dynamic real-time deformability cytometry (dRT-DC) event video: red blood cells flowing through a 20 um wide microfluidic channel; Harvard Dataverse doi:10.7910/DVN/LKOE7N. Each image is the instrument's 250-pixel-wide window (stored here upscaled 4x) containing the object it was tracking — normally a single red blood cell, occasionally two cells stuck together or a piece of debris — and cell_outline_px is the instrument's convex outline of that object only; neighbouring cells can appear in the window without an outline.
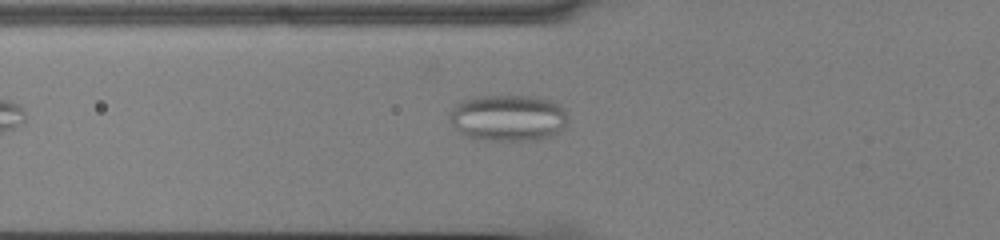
{"species": "common noctule bat (a hibernating species)", "species_latin": "Nyctalus noctula", "temperature_condition": "cold", "stored_images_in_passage": 39, "camera_frame_rate_fps": 3000, "um_per_image_px": 0.085, "animal": {"sex": "male", "body_mass_g": 13.0, "forearm_length_mm": 53.1}, "frame": {"image": 1, "passage_image": 4, "time_ms": 1.0, "image_size_px": [1000, 240], "cell_outline_px": [[564, 128], [552, 136], [540, 140], [492, 140], [464, 136], [452, 124], [448, 116], [452, 108], [456, 104], [464, 100], [476, 96], [528, 96], [552, 100], [560, 104], [564, 108]], "centroid_in_image_um": [43.17, 10.02], "position_along_channel_um": 82.6, "area_um2": 31.91}}
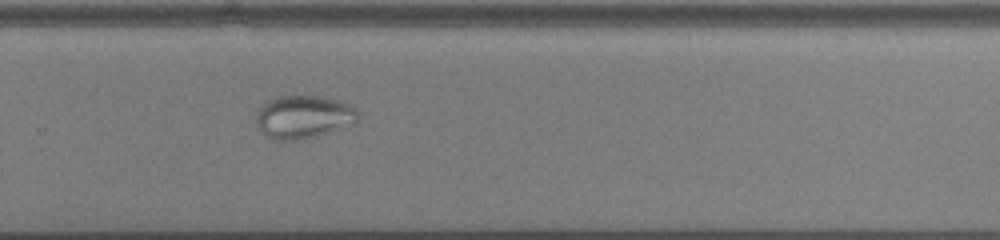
{"frame": {"image": 2, "passage_image": 22, "time_ms": 7.0, "image_size_px": [1000, 240], "cell_outline_px": [[360, 116], [356, 124], [316, 136], [300, 140], [272, 140], [260, 132], [256, 124], [256, 112], [268, 100], [280, 96], [320, 96], [336, 100], [348, 104], [356, 108], [360, 112]], "centroid_in_image_um": [25.81, 9.95], "position_along_channel_um": 304.0, "area_um2": 25.89}}
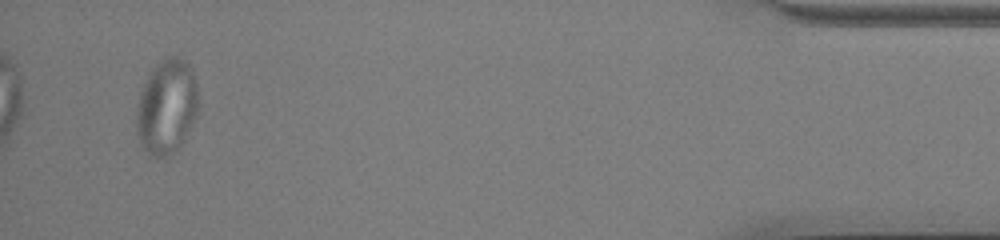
{"frame": {"image": 3, "passage_image": 37, "time_ms": 12.0, "image_size_px": [1000, 240], "cell_outline_px": [[196, 116], [180, 144], [168, 156], [148, 156], [140, 144], [136, 132], [136, 108], [140, 92], [152, 68], [160, 60], [168, 56], [176, 56], [184, 60], [188, 64], [192, 72], [196, 84]], "centroid_in_image_um": [14.11, 9.07], "position_along_channel_um": 421.1, "area_um2": 33.76}, "authors_computed_cell_mechanics": {"area_um2": 28.5532, "velocity_mm_per_s": 3.6945, "shape_relaxation_time_tau1_ms": null, "shape_relaxation_time_tau2_ms": 3.1639, "deformation_change_tau1": null, "deformation_change_tau2": 0.0405}}